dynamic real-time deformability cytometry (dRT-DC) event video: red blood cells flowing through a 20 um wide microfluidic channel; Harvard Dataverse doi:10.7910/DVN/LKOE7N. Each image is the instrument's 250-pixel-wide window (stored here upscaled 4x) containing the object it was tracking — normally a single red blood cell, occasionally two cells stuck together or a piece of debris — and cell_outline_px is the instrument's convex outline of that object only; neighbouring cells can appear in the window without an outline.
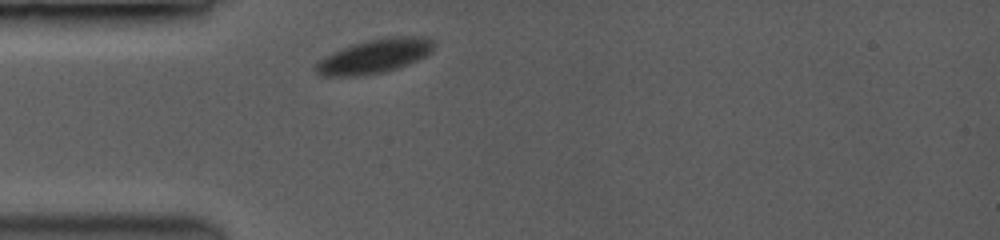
{"species": "common noctule bat (a hibernating species)", "species_latin": "Nyctalus noctula", "temperature_condition": "room temperature", "stored_images_in_passage": 24, "camera_frame_rate_fps": 3500, "um_per_image_px": 0.085, "animal": {"sex": "female", "body_mass_g": 19.0, "forearm_length_mm": 53.3}, "frame": {"image": 1, "passage_image": 1, "time_ms": 0.0, "image_size_px": [1000, 240], "cell_outline_px": [[436, 44], [432, 52], [416, 60], [396, 68], [380, 72], [356, 76], [324, 76], [316, 72], [316, 64], [324, 56], [340, 48], [364, 40], [384, 36], [428, 36]], "centroid_in_image_um": [31.85, 4.73], "position_along_channel_um": 53.1, "area_um2": 23.52}}
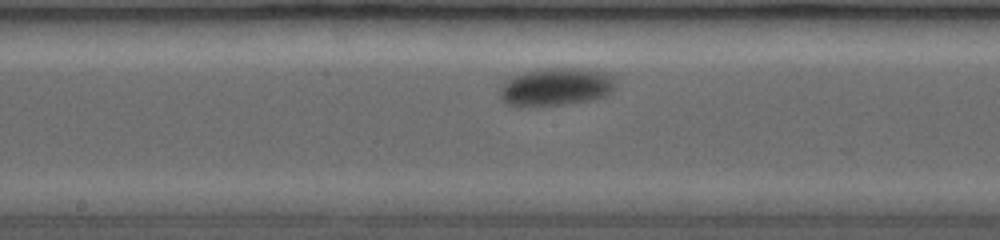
{"frame": {"image": 2, "passage_image": 11, "time_ms": 4.286, "image_size_px": [1000, 240], "cell_outline_px": [[616, 76], [612, 88], [608, 92], [600, 96], [584, 100], [556, 104], [512, 104], [504, 100], [500, 92], [500, 88], [512, 76], [536, 68], [592, 68]], "centroid_in_image_um": [47.29, 7.3], "position_along_channel_um": 200.9, "area_um2": 24.51}}
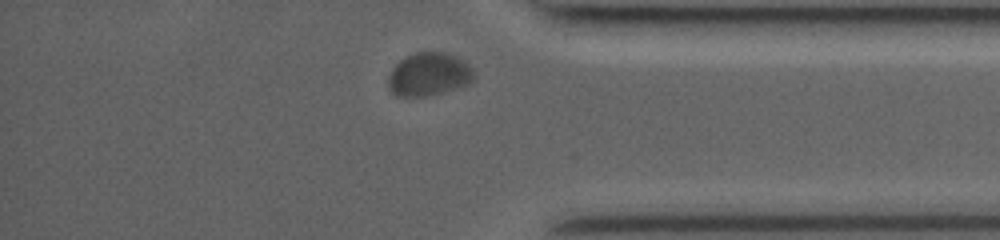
{"frame": {"image": 3, "passage_image": 22, "time_ms": 9.714, "image_size_px": [1000, 240], "cell_outline_px": [[476, 76], [468, 84], [460, 88], [428, 96], [396, 96], [388, 88], [388, 76], [392, 68], [400, 60], [416, 52], [440, 52], [452, 56], [468, 64], [472, 68]], "centroid_in_image_um": [36.44, 6.35], "position_along_channel_um": 398.8, "area_um2": 21.5}, "authors_computed_cell_mechanics": {"area_um2": 22.3686, "velocity_mm_per_s": 3.6493, "shape_relaxation_time_tau1_ms": 0.2552, "shape_relaxation_time_tau2_ms": null, "deformation_change_tau1": 0.0582, "deformation_change_tau2": null}}